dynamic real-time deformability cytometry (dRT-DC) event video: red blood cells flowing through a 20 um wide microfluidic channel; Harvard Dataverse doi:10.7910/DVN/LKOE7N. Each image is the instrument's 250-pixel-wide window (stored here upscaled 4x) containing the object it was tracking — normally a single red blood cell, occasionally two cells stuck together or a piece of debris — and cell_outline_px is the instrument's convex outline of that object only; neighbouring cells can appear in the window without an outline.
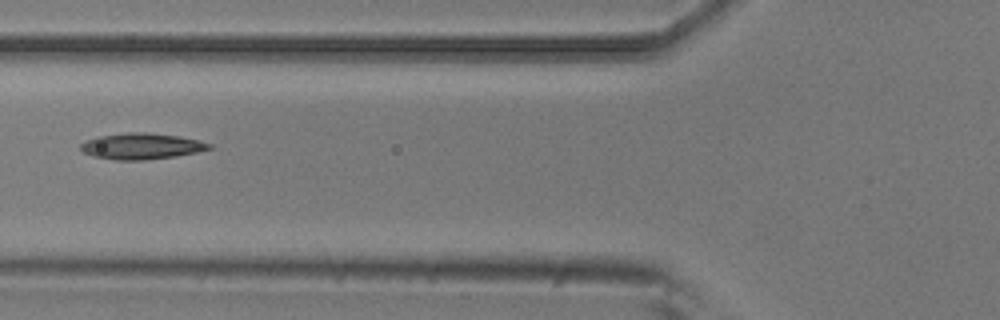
{"species": "common noctule bat (a hibernating species)", "species_latin": "Nyctalus noctula", "temperature_condition": "room temperature", "stored_images_in_passage": 6, "camera_frame_rate_fps": 3000, "um_per_image_px": 0.085, "animal": {"sex": "male", "body_mass_g": 20.5, "forearm_length_mm": 52.5}, "frame": {"image": 1, "passage_image": 5, "time_ms": 1.333, "image_size_px": [1000, 320], "cell_outline_px": [[212, 148], [196, 152], [176, 156], [144, 160], [116, 160], [92, 156], [84, 152], [80, 148], [80, 144], [84, 140], [96, 136], [124, 132], [148, 132], [176, 136], [196, 140], [212, 144]], "centroid_in_image_um": [11.96, 12.42], "position_along_channel_um": 113.8, "area_um2": 19.59}}
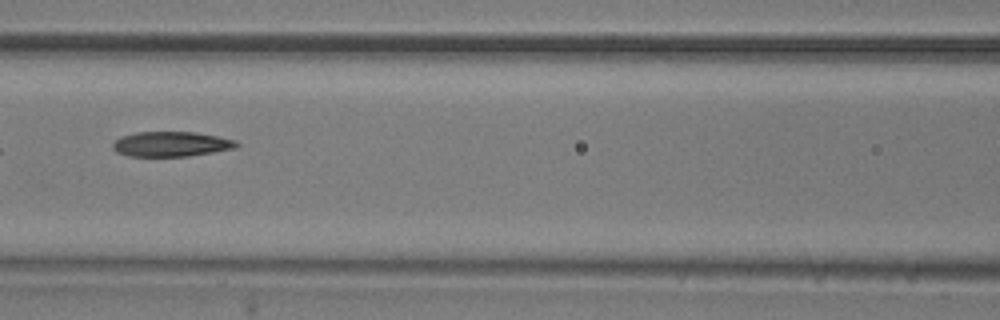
{"frame": {"image": 2, "passage_image": 6, "time_ms": 1.667, "image_size_px": [1000, 320], "cell_outline_px": [[240, 144], [236, 148], [188, 156], [128, 156], [116, 152], [112, 148], [112, 144], [120, 136], [136, 132], [196, 132], [236, 140]], "centroid_in_image_um": [14.53, 12.24], "position_along_channel_um": 152.1, "area_um2": 18.03}}